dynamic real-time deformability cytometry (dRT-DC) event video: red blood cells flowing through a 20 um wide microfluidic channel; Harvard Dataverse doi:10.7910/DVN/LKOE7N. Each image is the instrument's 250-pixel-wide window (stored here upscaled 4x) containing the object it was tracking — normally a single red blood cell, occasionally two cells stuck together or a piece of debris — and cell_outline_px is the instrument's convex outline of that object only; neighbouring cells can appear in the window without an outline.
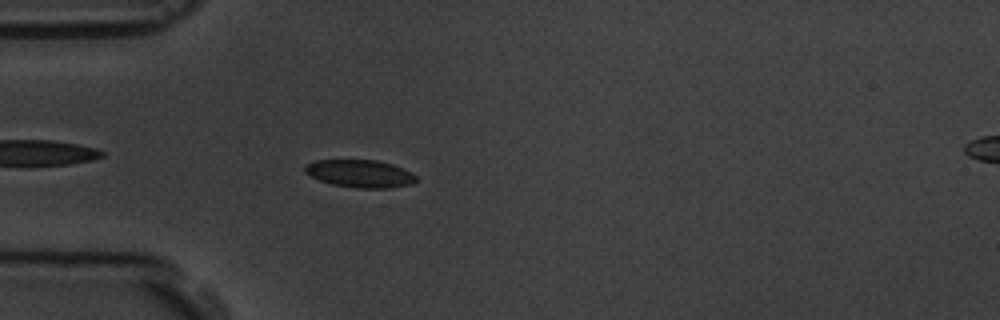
{"species": "common noctule bat (a hibernating species)", "species_latin": "Nyctalus noctula", "temperature_condition": "room temperature", "stored_images_in_passage": 5, "camera_frame_rate_fps": 3000, "um_per_image_px": 0.085, "animal": {"sex": "male", "body_mass_g": 19.5, "forearm_length_mm": 54.6}, "frame": {"image": 1, "passage_image": 5, "time_ms": 5.667, "image_size_px": [1000, 320], "cell_outline_px": [[420, 180], [412, 184], [392, 188], [356, 188], [332, 184], [320, 180], [304, 172], [304, 164], [316, 160], [376, 160], [392, 164], [412, 172]], "centroid_in_image_um": [30.63, 14.76], "position_along_channel_um": 54.4, "area_um2": 18.09}}